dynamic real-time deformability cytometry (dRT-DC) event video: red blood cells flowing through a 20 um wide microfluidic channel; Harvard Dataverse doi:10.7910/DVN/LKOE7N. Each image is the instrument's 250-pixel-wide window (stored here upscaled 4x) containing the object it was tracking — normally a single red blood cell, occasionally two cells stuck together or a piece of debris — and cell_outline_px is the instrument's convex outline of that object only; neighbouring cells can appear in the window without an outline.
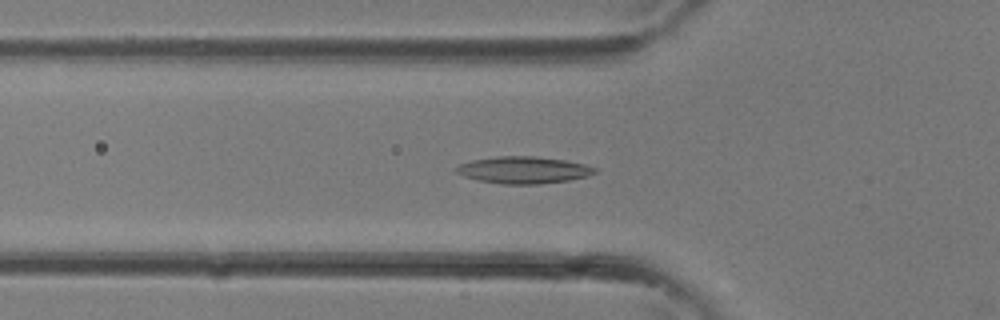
{"species": "common noctule bat (a hibernating species)", "species_latin": "Nyctalus noctula", "temperature_condition": "room temperature", "stored_images_in_passage": 22, "camera_frame_rate_fps": 3000, "um_per_image_px": 0.085, "animal": {"sex": "female"}, "frame": {"image": 1, "passage_image": 2, "time_ms": 0.333, "image_size_px": [1000, 320], "cell_outline_px": [[596, 172], [588, 176], [568, 180], [540, 184], [500, 184], [480, 180], [464, 176], [456, 172], [456, 168], [460, 164], [472, 160], [496, 156], [536, 156], [564, 160], [584, 164], [596, 168]], "centroid_in_image_um": [44.5, 14.45], "position_along_channel_um": 81.3, "area_um2": 21.62}}
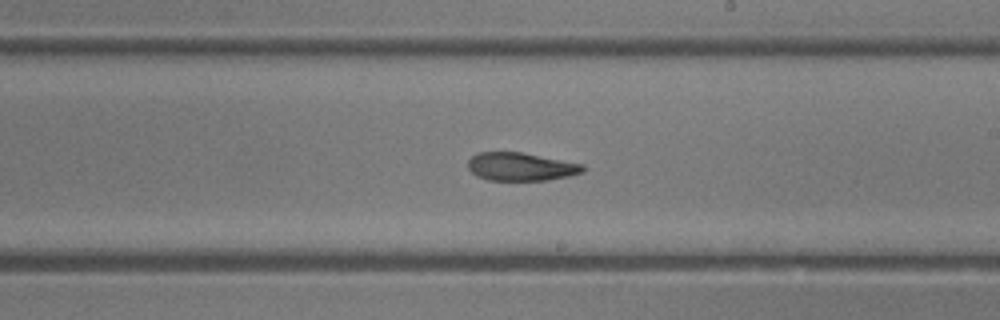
{"frame": {"image": 2, "passage_image": 10, "time_ms": 3.0, "image_size_px": [1000, 320], "cell_outline_px": [[584, 172], [568, 176], [548, 180], [488, 180], [476, 176], [468, 168], [468, 160], [476, 152], [520, 152], [584, 164]], "centroid_in_image_um": [44.25, 14.17], "position_along_channel_um": 244.7, "area_um2": 18.84}}
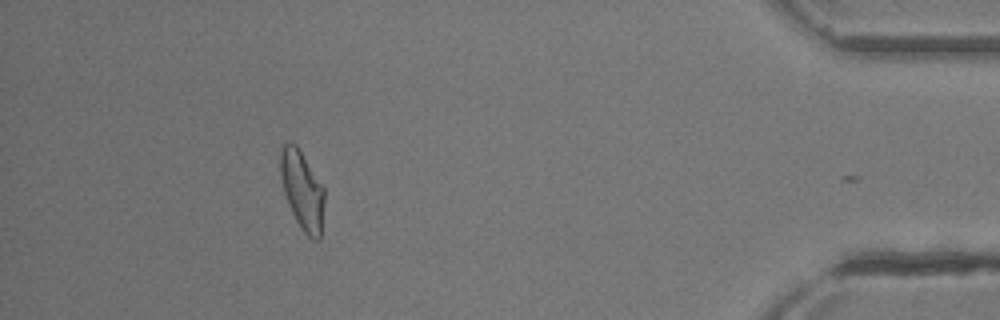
{"frame": {"image": 3, "passage_image": 21, "time_ms": 6.667, "image_size_px": [1000, 320], "cell_outline_px": [[324, 200], [320, 240], [312, 240], [304, 232], [296, 220], [288, 204], [284, 192], [280, 176], [280, 148], [288, 140], [296, 144], [324, 188]], "centroid_in_image_um": [25.67, 16.15], "position_along_channel_um": 409.5, "area_um2": 20.11}}